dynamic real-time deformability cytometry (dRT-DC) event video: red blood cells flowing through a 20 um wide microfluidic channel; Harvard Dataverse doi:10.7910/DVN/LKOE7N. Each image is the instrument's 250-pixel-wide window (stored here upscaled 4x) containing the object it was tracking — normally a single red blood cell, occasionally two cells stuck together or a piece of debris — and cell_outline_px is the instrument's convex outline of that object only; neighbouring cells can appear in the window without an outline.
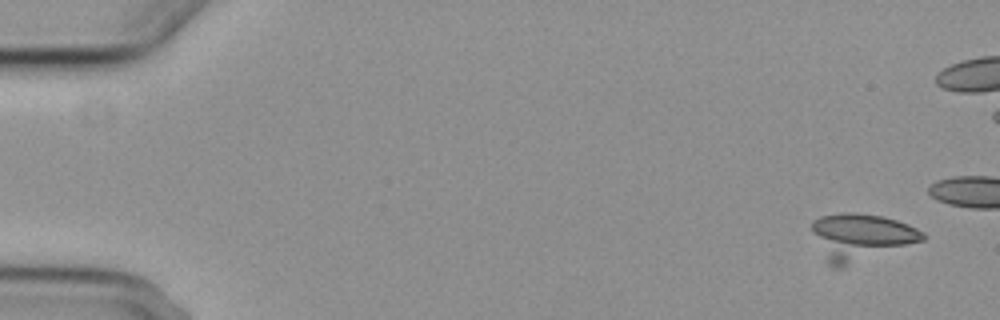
{"species": "common noctule bat (a hibernating species)", "species_latin": "Nyctalus noctula", "temperature_condition": "cold", "stored_images_in_passage": 7, "camera_frame_rate_fps": 3000, "um_per_image_px": 0.085, "animal": {"sex": "female", "body_mass_g": 29.2, "forearm_length_mm": 56.3}, "frame": {"image": 1, "passage_image": 1, "time_ms": 0.0, "image_size_px": [1000, 320], "cell_outline_px": [[924, 240], [844, 268], [832, 268], [828, 264], [812, 228], [812, 220], [820, 216], [844, 212], [856, 212], [884, 216], [908, 224], [924, 232]], "centroid_in_image_um": [73.19, 20.14], "position_along_channel_um": 11.8, "area_um2": 30.29}}